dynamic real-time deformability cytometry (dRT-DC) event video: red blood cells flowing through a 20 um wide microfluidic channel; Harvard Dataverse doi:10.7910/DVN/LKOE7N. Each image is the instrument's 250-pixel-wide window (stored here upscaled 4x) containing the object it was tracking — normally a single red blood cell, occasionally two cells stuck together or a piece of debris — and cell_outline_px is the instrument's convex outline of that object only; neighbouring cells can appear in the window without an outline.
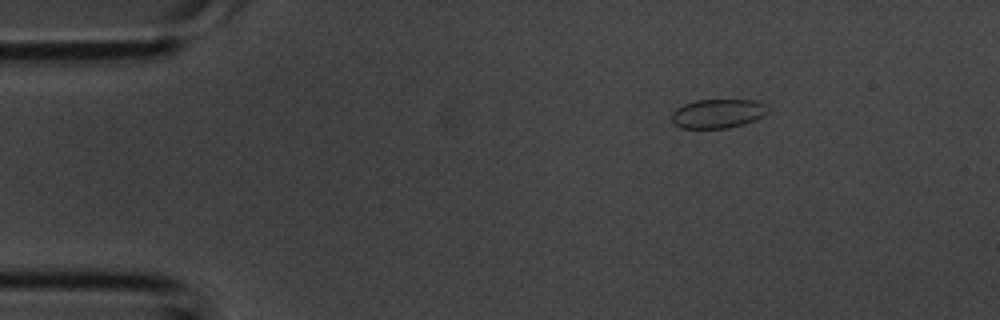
{"species": "common noctule bat (a hibernating species)", "species_latin": "Nyctalus noctula", "temperature_condition": "room temperature", "stored_images_in_passage": 35, "segment_of_instrument_passage": [1, 2], "camera_frame_rate_fps": 3000, "um_per_image_px": 0.085, "animal": {"sex": "male", "body_mass_g": 20.1, "forearm_length_mm": 53.5}, "frame": {"image": 1, "passage_image": 1, "time_ms": 0.0, "image_size_px": [1000, 320], "cell_outline_px": [[768, 112], [764, 116], [756, 120], [744, 124], [728, 128], [680, 128], [672, 124], [672, 112], [676, 108], [684, 104], [696, 100], [756, 100], [764, 104], [768, 108]], "centroid_in_image_um": [61.01, 9.66], "position_along_channel_um": 24.0, "area_um2": 16.47}}
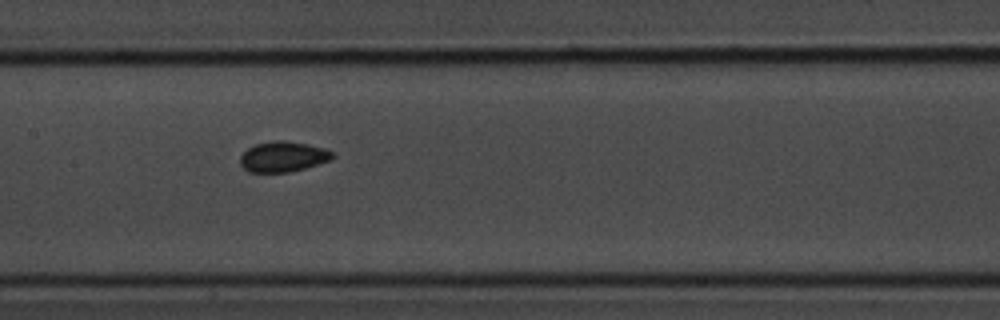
{"frame": {"image": 2, "passage_image": 14, "time_ms": 4.333, "image_size_px": [1000, 320], "cell_outline_px": [[336, 156], [332, 160], [304, 168], [288, 172], [248, 172], [240, 164], [240, 156], [248, 148], [256, 144], [272, 140], [284, 140], [308, 144], [324, 148], [332, 152]], "centroid_in_image_um": [24.07, 13.31], "position_along_channel_um": 183.3, "area_um2": 16.42}}
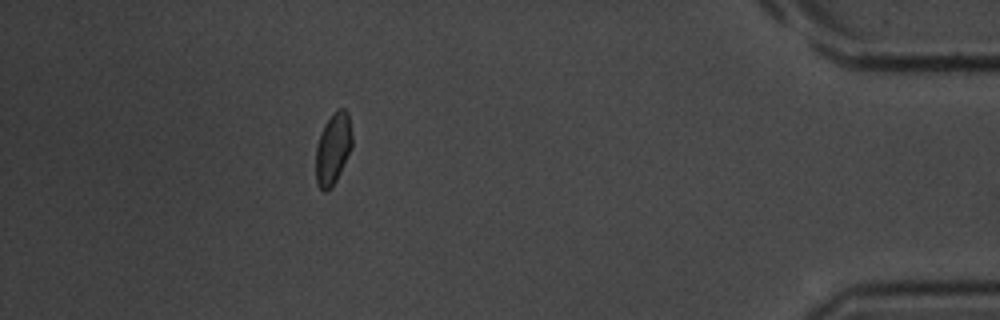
{"frame": {"image": 3, "passage_image": 30, "time_ms": 9.667, "image_size_px": [1000, 320], "cell_outline_px": [[352, 148], [332, 188], [324, 192], [316, 184], [316, 148], [324, 124], [336, 108], [344, 108], [348, 112], [352, 136]], "centroid_in_image_um": [28.31, 12.63], "position_along_channel_um": 406.9, "area_um2": 15.2}}